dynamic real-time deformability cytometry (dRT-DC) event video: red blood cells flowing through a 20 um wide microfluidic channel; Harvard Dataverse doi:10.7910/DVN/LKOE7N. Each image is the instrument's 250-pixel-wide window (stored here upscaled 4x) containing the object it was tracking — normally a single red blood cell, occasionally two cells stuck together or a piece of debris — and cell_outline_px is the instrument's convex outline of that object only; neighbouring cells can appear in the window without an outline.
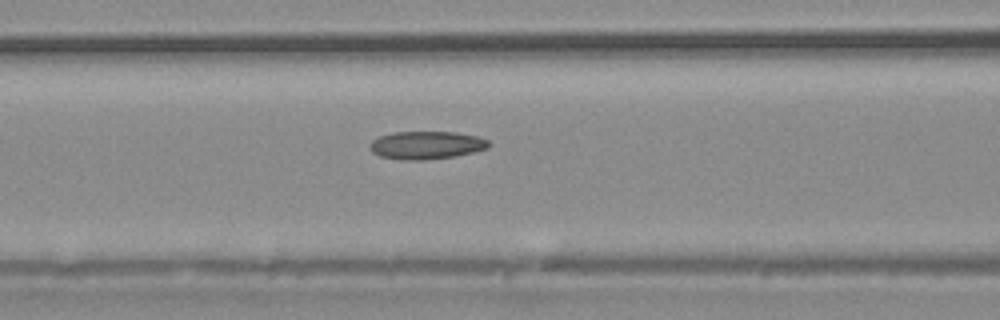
{"species": "common noctule bat (a hibernating species)", "species_latin": "Nyctalus noctula", "temperature_condition": "warm", "stored_images_in_passage": 35, "camera_frame_rate_fps": 3000, "um_per_image_px": 0.085, "animal": {"sex": "male", "body_mass_g": 20.4}, "frame": {"image": 1, "passage_image": 16, "time_ms": 5.0, "image_size_px": [1000, 320], "cell_outline_px": [[492, 144], [488, 148], [456, 156], [424, 160], [400, 160], [380, 156], [372, 152], [368, 148], [368, 144], [372, 140], [380, 136], [392, 132], [456, 132], [476, 136], [488, 140]], "centroid_in_image_um": [36.21, 12.34], "position_along_channel_um": 130.4, "area_um2": 19.54}}
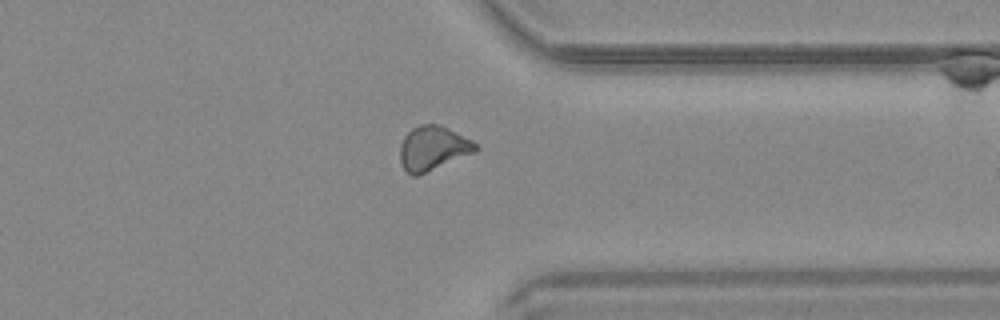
{"frame": {"image": 2, "passage_image": 30, "time_ms": 9.667, "image_size_px": [1000, 320], "cell_outline_px": [[480, 148], [476, 152], [416, 176], [412, 176], [400, 164], [400, 144], [404, 136], [412, 128], [420, 124], [440, 124], [472, 140]], "centroid_in_image_um": [36.8, 12.59], "position_along_channel_um": 374.6, "area_um2": 19.54}}